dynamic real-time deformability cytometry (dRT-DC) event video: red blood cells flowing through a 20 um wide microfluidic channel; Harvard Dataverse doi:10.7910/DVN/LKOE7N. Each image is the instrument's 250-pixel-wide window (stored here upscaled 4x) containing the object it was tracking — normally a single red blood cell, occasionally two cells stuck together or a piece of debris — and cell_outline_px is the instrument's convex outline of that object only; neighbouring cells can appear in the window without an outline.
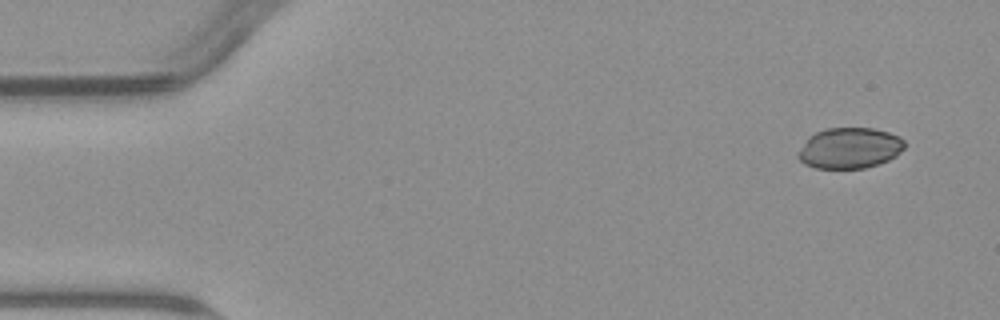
{"species": "common noctule bat (a hibernating species)", "species_latin": "Nyctalus noctula", "temperature_condition": "warm", "stored_images_in_passage": 4, "camera_frame_rate_fps": 3000, "um_per_image_px": 0.085, "animal": {"sex": "male", "body_mass_g": 23.1, "forearm_length_mm": 52.7}, "frame": {"image": 1, "passage_image": 1, "time_ms": 0.0, "image_size_px": [1000, 320], "cell_outline_px": [[904, 148], [896, 156], [888, 160], [864, 168], [816, 168], [804, 164], [796, 156], [796, 152], [808, 136], [816, 132], [828, 128], [872, 128], [888, 132], [900, 136], [904, 140]], "centroid_in_image_um": [72.18, 12.58], "position_along_channel_um": 12.8, "area_um2": 25.43}}
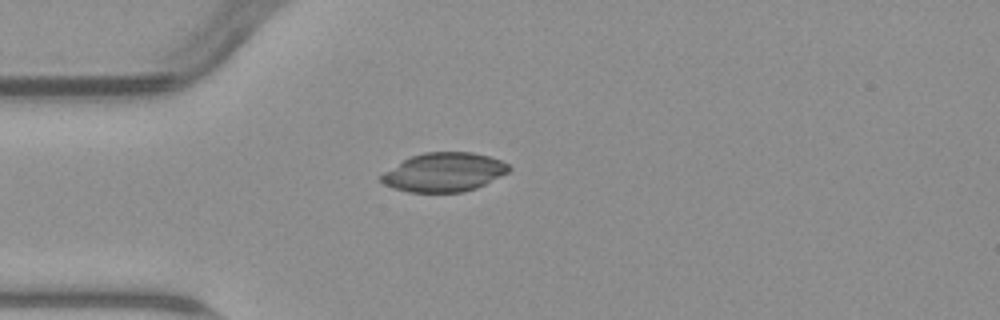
{"frame": {"image": 2, "passage_image": 4, "time_ms": 3.667, "image_size_px": [1000, 320], "cell_outline_px": [[512, 168], [508, 172], [476, 188], [464, 192], [408, 192], [392, 188], [384, 184], [380, 180], [380, 176], [384, 172], [404, 160], [412, 156], [424, 152], [472, 152], [488, 156], [500, 160], [508, 164]], "centroid_in_image_um": [37.74, 14.64], "position_along_channel_um": 47.3, "area_um2": 28.78}}